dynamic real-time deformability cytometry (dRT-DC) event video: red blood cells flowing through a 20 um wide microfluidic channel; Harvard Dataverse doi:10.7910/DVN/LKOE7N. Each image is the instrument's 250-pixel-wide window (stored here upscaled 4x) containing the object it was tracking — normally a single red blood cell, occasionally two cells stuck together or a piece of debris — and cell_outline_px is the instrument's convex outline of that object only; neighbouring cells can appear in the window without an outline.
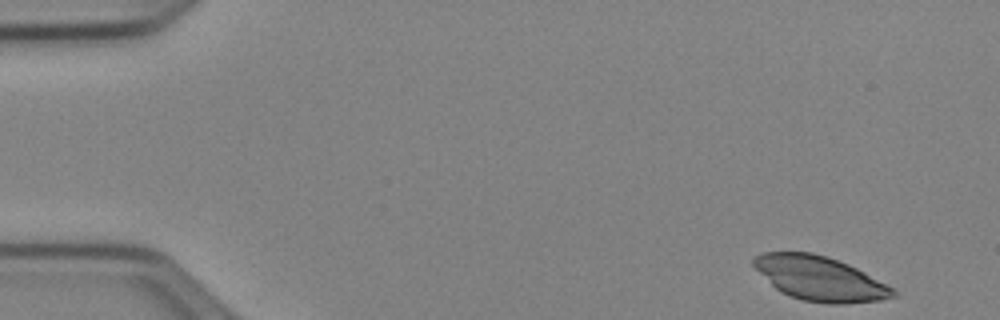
{"species": "Egyptian fruit bat (a non-hibernating species)", "species_latin": "Rousettus aegyptiacus", "temperature_condition": "cold", "stored_images_in_passage": 13, "camera_frame_rate_fps": 3000, "um_per_image_px": 0.085, "animal": {"sex": "female"}, "frame": {"image": 1, "passage_image": 1, "time_ms": 0.0, "image_size_px": [1000, 320], "cell_outline_px": [[896, 296], [880, 300], [844, 304], [828, 304], [804, 300], [788, 296], [780, 292], [752, 264], [752, 260], [760, 252], [812, 252], [828, 256], [848, 264], [864, 272], [892, 288], [896, 292]], "centroid_in_image_um": [69.67, 23.67], "position_along_channel_um": 15.3, "area_um2": 35.78}}